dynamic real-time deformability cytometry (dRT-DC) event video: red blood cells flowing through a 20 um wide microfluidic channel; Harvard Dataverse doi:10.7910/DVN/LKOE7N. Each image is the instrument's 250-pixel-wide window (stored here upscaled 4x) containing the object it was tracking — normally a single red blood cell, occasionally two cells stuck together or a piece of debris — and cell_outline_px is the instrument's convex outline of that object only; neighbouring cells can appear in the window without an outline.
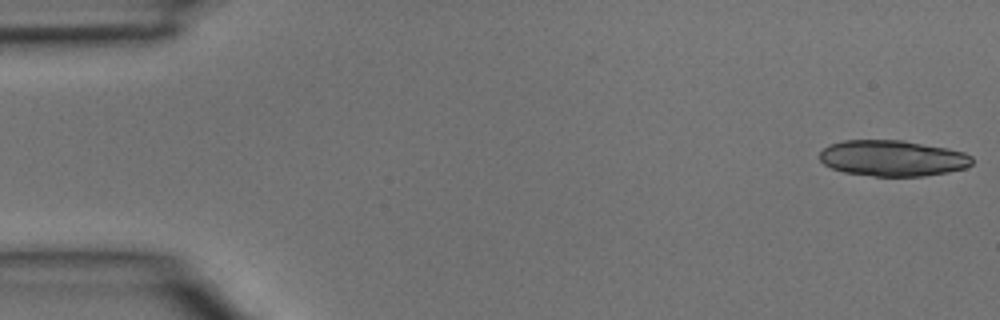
{"species": "common noctule bat (a hibernating species)", "species_latin": "Nyctalus noctula", "temperature_condition": "room temperature", "stored_images_in_passage": 4, "camera_frame_rate_fps": 3000, "um_per_image_px": 0.085, "animal": {"sex": "male", "body_mass_g": 15.6}, "frame": {"image": 1, "passage_image": 1, "time_ms": 0.0, "image_size_px": [1000, 320], "cell_outline_px": [[972, 164], [964, 168], [948, 172], [924, 176], [876, 176], [844, 172], [832, 168], [824, 164], [820, 160], [820, 152], [824, 148], [832, 144], [844, 140], [904, 140], [948, 148], [964, 152], [972, 156]], "centroid_in_image_um": [75.89, 13.44], "position_along_channel_um": 9.1, "area_um2": 31.91}}